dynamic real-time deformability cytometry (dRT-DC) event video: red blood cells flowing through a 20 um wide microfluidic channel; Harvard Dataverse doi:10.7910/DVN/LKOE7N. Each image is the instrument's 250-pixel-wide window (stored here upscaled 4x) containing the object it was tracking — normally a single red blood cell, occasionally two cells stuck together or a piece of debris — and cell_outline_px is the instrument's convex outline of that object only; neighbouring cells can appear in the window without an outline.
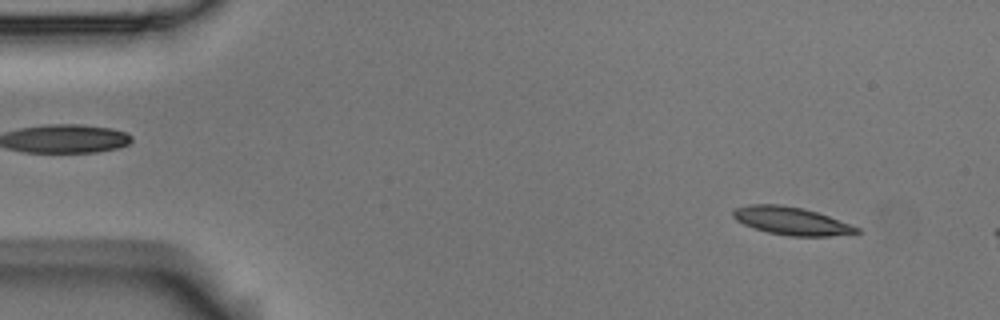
{"species": "Egyptian fruit bat (a non-hibernating species)", "species_latin": "Rousettus aegyptiacus", "temperature_condition": "room temperature", "stored_images_in_passage": 5, "segment_of_instrument_passage": [2, 2], "camera_frame_rate_fps": 3000, "um_per_image_px": 0.085, "animal": {"sex": "male"}, "frame": {"image": 1, "passage_image": 5, "time_ms": 1.333, "image_size_px": [1000, 320], "cell_outline_px": [[864, 232], [856, 236], [788, 236], [768, 232], [744, 224], [736, 220], [732, 216], [732, 212], [736, 208], [748, 204], [780, 204], [804, 208], [828, 216], [860, 228]], "centroid_in_image_um": [67.36, 18.8], "position_along_channel_um": 17.6, "area_um2": 20.4}}